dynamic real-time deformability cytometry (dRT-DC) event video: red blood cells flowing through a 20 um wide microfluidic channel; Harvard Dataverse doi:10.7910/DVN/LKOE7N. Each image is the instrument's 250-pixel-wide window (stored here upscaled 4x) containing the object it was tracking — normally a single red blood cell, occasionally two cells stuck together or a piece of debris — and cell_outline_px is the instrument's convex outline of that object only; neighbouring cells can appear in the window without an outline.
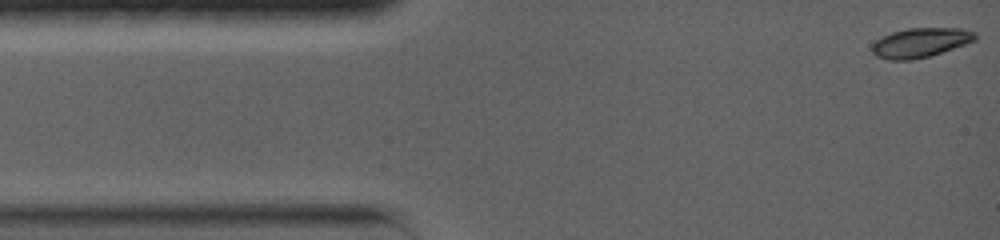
{"species": "common noctule bat (a hibernating species)", "species_latin": "Nyctalus noctula", "temperature_condition": "warm", "stored_images_in_passage": 65, "camera_frame_rate_fps": 5000, "um_per_image_px": 0.085, "animal": {"sex": "female", "body_mass_g": 19.0, "forearm_length_mm": 56.7}, "frame": {"image": 1, "passage_image": 1, "time_ms": 0.0, "image_size_px": [1000, 240], "cell_outline_px": [[976, 40], [928, 56], [912, 60], [888, 60], [876, 56], [872, 52], [872, 44], [876, 40], [892, 32], [908, 28], [960, 28], [976, 32]], "centroid_in_image_um": [78.21, 3.62], "position_along_channel_um": 6.8, "area_um2": 17.51}}
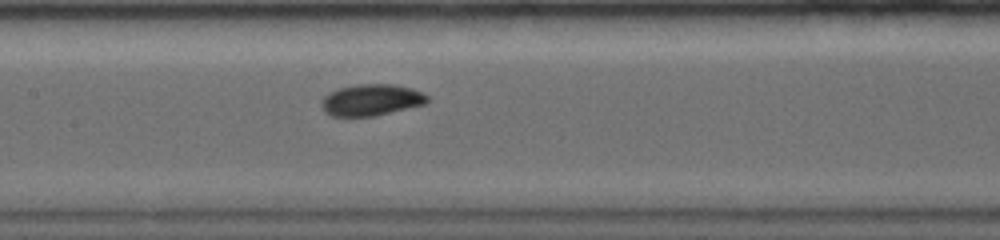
{"frame": {"image": 2, "passage_image": 29, "time_ms": 6.6, "image_size_px": [1000, 240], "cell_outline_px": [[428, 100], [424, 104], [376, 116], [332, 116], [324, 112], [320, 104], [324, 96], [328, 92], [340, 88], [356, 84], [392, 84], [412, 88], [428, 96]], "centroid_in_image_um": [31.52, 8.5], "position_along_channel_um": 175.9, "area_um2": 19.42}}
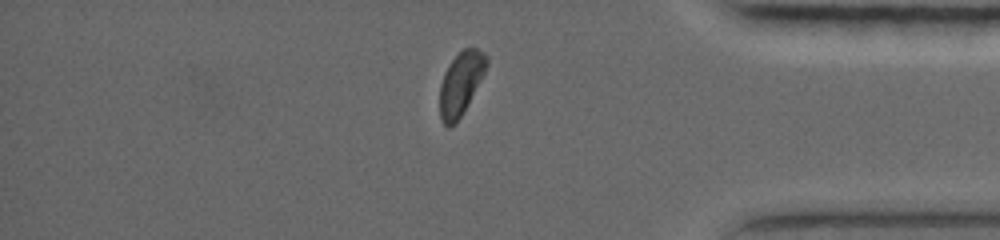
{"frame": {"image": 3, "passage_image": 57, "time_ms": 13.0, "image_size_px": [1000, 240], "cell_outline_px": [[488, 64], [480, 80], [460, 116], [448, 128], [444, 124], [440, 116], [440, 84], [444, 72], [448, 64], [464, 48], [476, 48], [484, 52], [488, 56]], "centroid_in_image_um": [39.16, 7.04], "position_along_channel_um": 396.0, "area_um2": 16.7}, "authors_computed_cell_mechanics": {"area_um2": 18.2648, "velocity_mm_per_s": 3.7467, "shape_relaxation_time_tau1_ms": 2.2368, "shape_relaxation_time_tau2_ms": 7.5056, "deformation_change_tau1": 0.1282, "deformation_change_tau2": 0.0887}}